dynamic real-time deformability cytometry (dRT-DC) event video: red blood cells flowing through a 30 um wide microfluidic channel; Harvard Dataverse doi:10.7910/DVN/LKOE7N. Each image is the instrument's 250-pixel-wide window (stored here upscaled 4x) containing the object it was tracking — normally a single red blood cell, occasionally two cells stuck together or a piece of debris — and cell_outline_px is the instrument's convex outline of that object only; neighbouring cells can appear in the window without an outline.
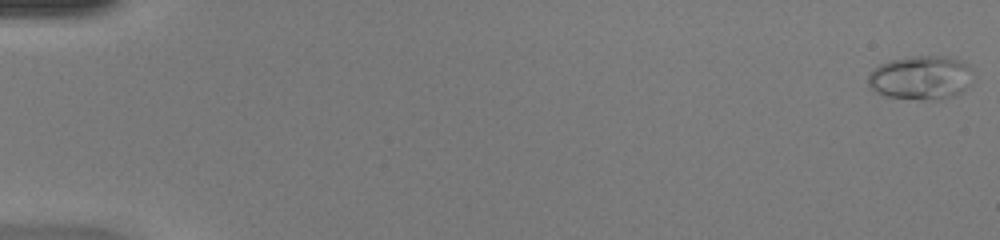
{"species": "common noctule bat (a hibernating species)", "species_latin": "Nyctalus noctula", "temperature_condition": "warm", "stored_images_in_passage": 16, "camera_frame_rate_fps": 3000, "um_per_image_px": 0.085, "animal": {"sex": "female", "body_mass_g": 20.0, "forearm_length_mm": 54.0}, "frame": {"image": 1, "passage_image": 1, "time_ms": 0.0, "image_size_px": [1000, 240], "cell_outline_px": [[968, 84], [960, 92], [944, 100], [920, 100], [884, 96], [876, 92], [868, 84], [868, 76], [872, 68], [888, 60], [912, 56], [948, 56], [964, 60], [968, 64]], "centroid_in_image_um": [78.21, 6.6], "position_along_channel_um": 6.8, "area_um2": 26.93}}
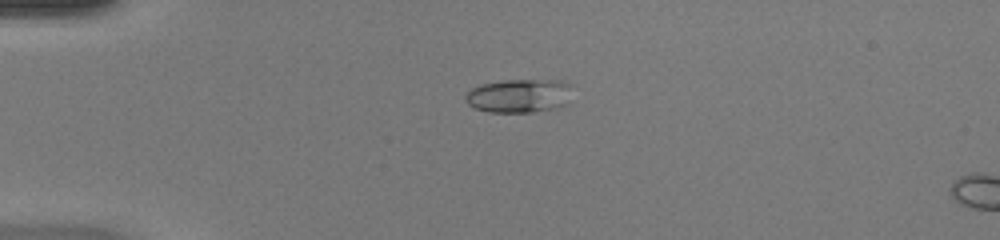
{"frame": {"image": 2, "passage_image": 13, "time_ms": 4.0, "image_size_px": [1000, 240], "cell_outline_px": [[572, 84], [568, 104], [556, 108], [532, 112], [488, 112], [476, 108], [468, 104], [464, 100], [464, 96], [472, 88], [480, 84], [504, 80], [560, 80]], "centroid_in_image_um": [44.14, 8.13], "position_along_channel_um": 40.9, "area_um2": 21.21}}